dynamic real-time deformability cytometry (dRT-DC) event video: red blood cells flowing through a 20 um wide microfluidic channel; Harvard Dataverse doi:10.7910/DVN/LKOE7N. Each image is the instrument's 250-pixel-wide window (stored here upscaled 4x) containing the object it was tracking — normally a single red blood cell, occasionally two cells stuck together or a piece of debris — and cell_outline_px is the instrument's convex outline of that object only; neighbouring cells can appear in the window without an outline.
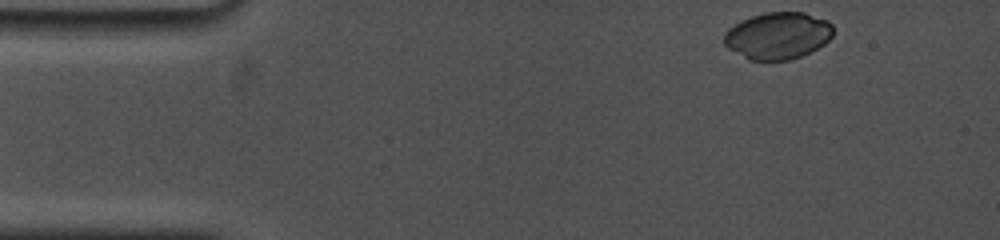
{"species": "common noctule bat (a hibernating species)", "species_latin": "Nyctalus noctula", "temperature_condition": "cold", "stored_images_in_passage": 40, "camera_frame_rate_fps": 5000, "um_per_image_px": 0.085, "animal": {"sex": "female", "body_mass_g": 19.0, "forearm_length_mm": 53.3}, "frame": {"image": 1, "passage_image": 1, "time_ms": 0.0, "image_size_px": [1000, 240], "cell_outline_px": [[832, 36], [824, 44], [800, 56], [788, 60], [748, 60], [728, 48], [724, 44], [724, 32], [728, 28], [752, 16], [764, 12], [804, 12], [828, 20], [832, 24]], "centroid_in_image_um": [66.1, 3.03], "position_along_channel_um": 18.9, "area_um2": 29.71}}